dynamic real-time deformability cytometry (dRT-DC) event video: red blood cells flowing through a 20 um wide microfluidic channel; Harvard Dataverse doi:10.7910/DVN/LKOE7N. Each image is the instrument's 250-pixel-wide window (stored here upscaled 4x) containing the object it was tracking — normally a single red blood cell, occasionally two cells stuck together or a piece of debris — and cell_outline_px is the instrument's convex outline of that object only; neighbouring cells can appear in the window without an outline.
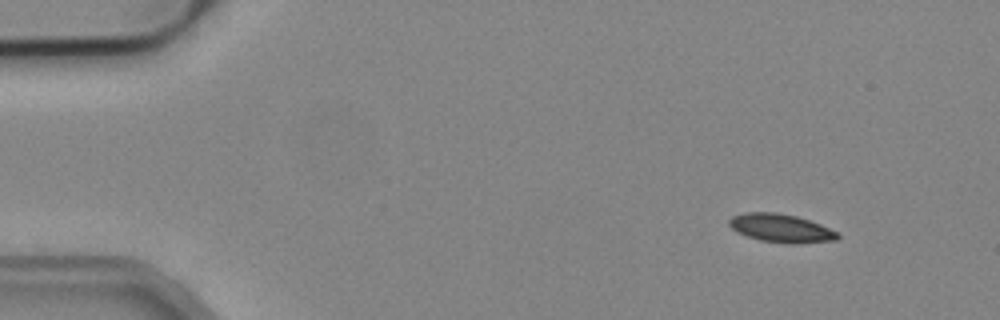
{"species": "common noctule bat (a hibernating species)", "species_latin": "Nyctalus noctula", "temperature_condition": "cold", "stored_images_in_passage": 3, "camera_frame_rate_fps": 3000, "um_per_image_px": 0.085, "animal": {"sex": "male", "body_mass_g": 19.2, "forearm_length_mm": 51.8}, "frame": {"image": 1, "passage_image": 1, "time_ms": 0.0, "image_size_px": [1000, 320], "cell_outline_px": [[840, 236], [836, 240], [796, 244], [788, 244], [760, 240], [736, 232], [728, 224], [728, 220], [732, 216], [744, 212], [776, 212], [796, 216], [820, 224], [840, 232]], "centroid_in_image_um": [66.39, 19.4], "position_along_channel_um": 18.6, "area_um2": 18.09}}